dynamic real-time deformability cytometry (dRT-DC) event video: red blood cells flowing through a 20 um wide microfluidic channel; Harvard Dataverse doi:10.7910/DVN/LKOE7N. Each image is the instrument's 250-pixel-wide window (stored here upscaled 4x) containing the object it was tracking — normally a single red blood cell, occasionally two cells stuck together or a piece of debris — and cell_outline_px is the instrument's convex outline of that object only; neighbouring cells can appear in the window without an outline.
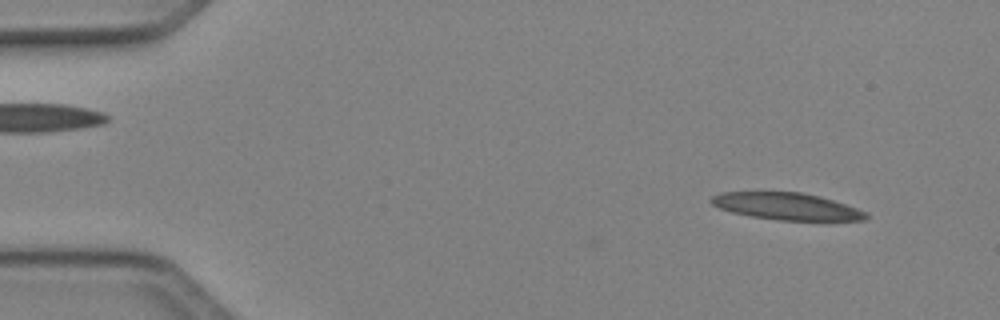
{"species": "Egyptian fruit bat (a non-hibernating species)", "species_latin": "Rousettus aegyptiacus", "temperature_condition": "cold", "stored_images_in_passage": 46, "camera_frame_rate_fps": 3000, "um_per_image_px": 0.085, "animal": {"sex": "female"}, "frame": {"image": 1, "passage_image": 3, "time_ms": 0.667, "image_size_px": [1000, 320], "cell_outline_px": [[868, 216], [864, 220], [776, 220], [752, 216], [732, 212], [720, 208], [712, 204], [708, 200], [712, 196], [720, 192], [804, 192], [820, 196], [868, 212]], "centroid_in_image_um": [66.84, 17.53], "position_along_channel_um": 18.2, "area_um2": 24.22}}
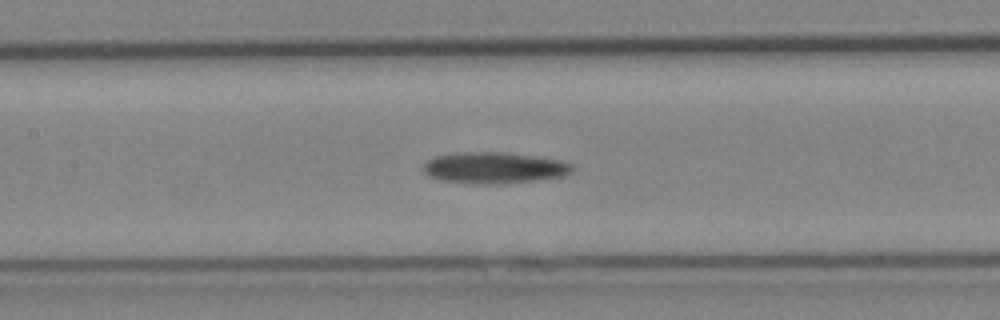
{"frame": {"image": 2, "passage_image": 20, "time_ms": 6.333, "image_size_px": [1000, 320], "cell_outline_px": [[576, 168], [572, 172], [564, 176], [536, 180], [488, 184], [444, 180], [428, 176], [424, 172], [424, 164], [428, 160], [436, 156], [456, 152], [504, 152], [536, 156], [560, 160], [576, 164]], "centroid_in_image_um": [42.08, 14.24], "position_along_channel_um": 165.3, "area_um2": 27.05}}
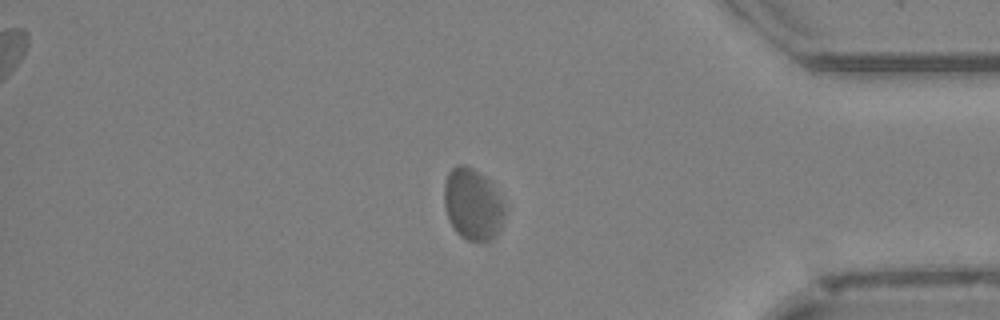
{"frame": {"image": 3, "passage_image": 39, "time_ms": 12.667, "image_size_px": [1000, 320], "cell_outline_px": [[504, 220], [496, 236], [492, 240], [468, 240], [460, 236], [456, 232], [448, 220], [444, 208], [444, 184], [448, 172], [456, 164], [464, 164], [472, 168], [484, 176], [492, 184], [504, 200]], "centroid_in_image_um": [40.17, 17.36], "position_along_channel_um": 395.0, "area_um2": 25.55}}